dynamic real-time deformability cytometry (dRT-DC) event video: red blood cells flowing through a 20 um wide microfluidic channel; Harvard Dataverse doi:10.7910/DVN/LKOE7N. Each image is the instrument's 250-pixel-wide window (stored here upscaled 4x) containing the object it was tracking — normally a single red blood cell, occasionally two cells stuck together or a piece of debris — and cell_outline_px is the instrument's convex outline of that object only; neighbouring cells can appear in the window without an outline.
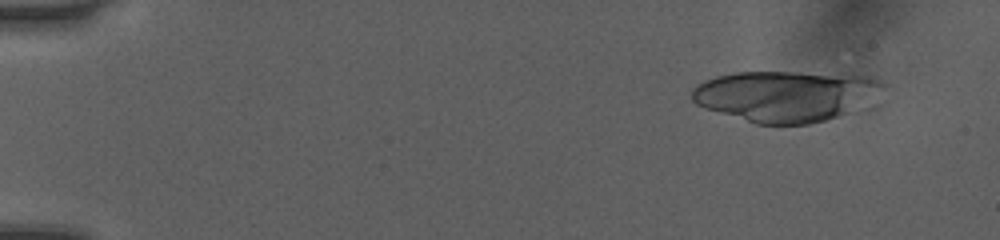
{"species": "human", "species_latin": "Homo sapiens", "temperature_condition": "room temperature", "stored_images_in_passage": 33, "camera_frame_rate_fps": 3000, "um_per_image_px": 0.085, "donor": {"sex": "female"}, "frame": {"image": 1, "passage_image": 5, "time_ms": 1.333, "image_size_px": [1000, 240], "cell_outline_px": [[884, 84], [844, 112], [836, 116], [824, 120], [808, 124], [756, 124], [704, 108], [696, 104], [692, 100], [692, 88], [696, 84], [704, 80], [716, 76], [736, 72], [800, 72], [864, 76], [876, 80]], "centroid_in_image_um": [66.51, 8.14], "position_along_channel_um": 18.5, "area_um2": 54.79}}
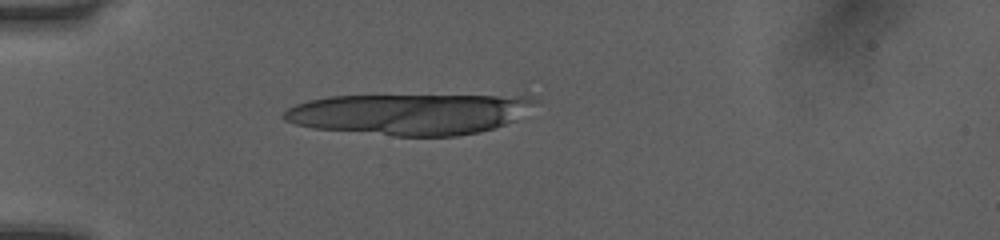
{"frame": {"image": 2, "passage_image": 15, "time_ms": 4.667, "image_size_px": [1000, 240], "cell_outline_px": [[540, 100], [516, 120], [480, 132], [456, 136], [392, 136], [312, 128], [296, 124], [284, 120], [280, 116], [288, 108], [296, 104], [308, 100], [328, 96], [528, 92]], "centroid_in_image_um": [35.01, 9.62], "position_along_channel_um": 50.0, "area_um2": 63.06}}